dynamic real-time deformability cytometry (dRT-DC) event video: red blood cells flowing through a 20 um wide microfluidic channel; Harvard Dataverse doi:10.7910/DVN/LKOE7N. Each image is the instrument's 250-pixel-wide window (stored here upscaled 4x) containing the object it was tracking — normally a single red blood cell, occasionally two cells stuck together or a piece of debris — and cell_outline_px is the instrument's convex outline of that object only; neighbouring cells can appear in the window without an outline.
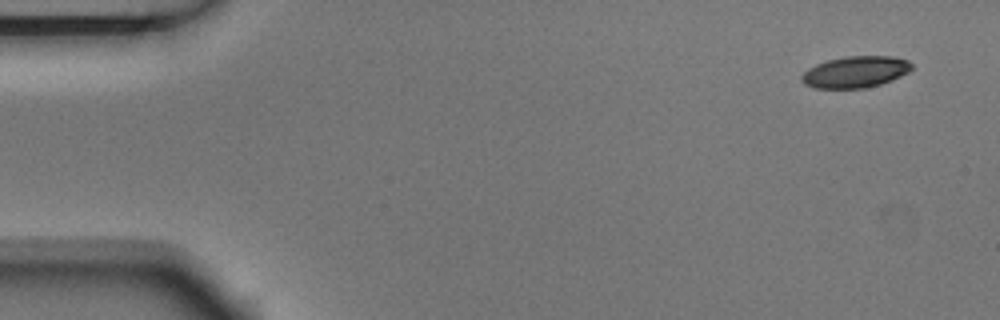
{"species": "Egyptian fruit bat (a non-hibernating species)", "species_latin": "Rousettus aegyptiacus", "temperature_condition": "room temperature", "stored_images_in_passage": 5, "segment_of_instrument_passage": [1, 2], "camera_frame_rate_fps": 3000, "um_per_image_px": 0.085, "animal": {"sex": "male"}, "frame": {"image": 1, "passage_image": 1, "time_ms": 0.0, "image_size_px": [1000, 320], "cell_outline_px": [[912, 68], [908, 72], [892, 80], [880, 84], [864, 88], [812, 88], [804, 84], [800, 80], [800, 76], [808, 68], [816, 64], [828, 60], [844, 56], [892, 56], [908, 60], [912, 64]], "centroid_in_image_um": [72.68, 6.11], "position_along_channel_um": 12.3, "area_um2": 20.29}}
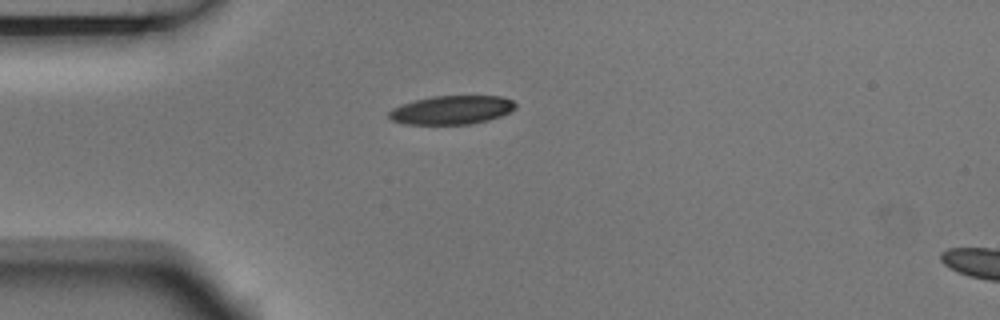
{"frame": {"image": 2, "passage_image": 4, "time_ms": 1.0, "image_size_px": [1000, 320], "cell_outline_px": [[516, 108], [500, 116], [488, 120], [472, 124], [404, 124], [392, 120], [388, 116], [388, 112], [392, 108], [416, 100], [432, 96], [504, 96], [512, 100], [516, 104]], "centroid_in_image_um": [38.41, 9.35], "position_along_channel_um": 46.6, "area_um2": 21.1}}